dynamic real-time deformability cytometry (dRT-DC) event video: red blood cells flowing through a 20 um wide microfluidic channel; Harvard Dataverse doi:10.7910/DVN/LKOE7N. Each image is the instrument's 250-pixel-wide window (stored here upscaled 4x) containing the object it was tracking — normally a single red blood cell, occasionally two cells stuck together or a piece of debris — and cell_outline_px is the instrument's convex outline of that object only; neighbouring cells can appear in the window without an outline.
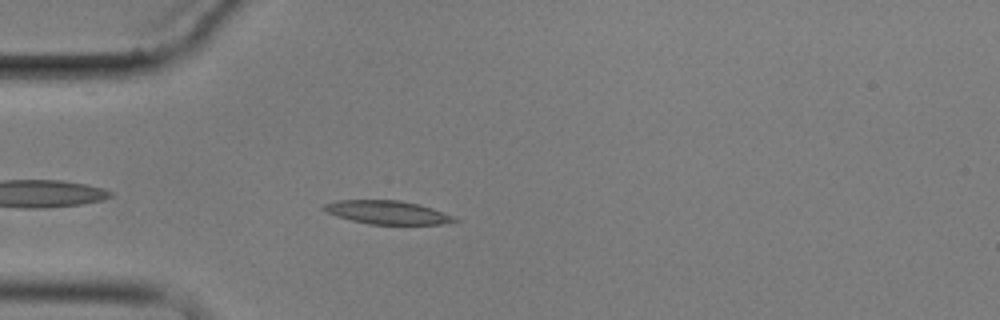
{"species": "common noctule bat (a hibernating species)", "species_latin": "Nyctalus noctula", "temperature_condition": "cold", "stored_images_in_passage": 6, "camera_frame_rate_fps": 3000, "um_per_image_px": 0.085, "animal": {"sex": "male", "body_mass_g": 17.9}, "frame": {"image": 1, "passage_image": 5, "time_ms": 4.667, "image_size_px": [1000, 320], "cell_outline_px": [[460, 220], [440, 224], [368, 224], [336, 216], [320, 208], [324, 204], [336, 200], [400, 200], [420, 204], [456, 216]], "centroid_in_image_um": [32.94, 18.04], "position_along_channel_um": 52.1, "area_um2": 17.92}}